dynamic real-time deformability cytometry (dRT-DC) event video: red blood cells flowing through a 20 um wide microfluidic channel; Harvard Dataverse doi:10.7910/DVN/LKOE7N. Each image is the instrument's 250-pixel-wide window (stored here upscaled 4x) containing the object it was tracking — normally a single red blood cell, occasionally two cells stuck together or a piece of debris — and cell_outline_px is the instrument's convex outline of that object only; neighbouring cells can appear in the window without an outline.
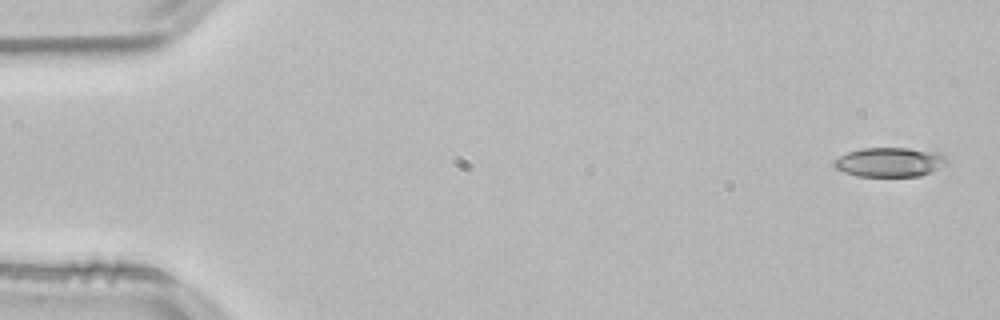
{"species": "common noctule bat (a hibernating species)", "species_latin": "Nyctalus noctula", "temperature_condition": "room temperature", "stored_images_in_passage": 15, "camera_frame_rate_fps": 3000, "um_per_image_px": 0.085, "animal": {"sex": "male", "body_mass_g": 21.5, "forearm_length_mm": 52.0}, "frame": {"image": 1, "passage_image": 1, "time_ms": 0.0, "image_size_px": [1000, 320], "cell_outline_px": [[948, 164], [932, 172], [920, 176], [856, 176], [844, 172], [836, 168], [832, 164], [840, 156], [848, 152], [864, 148], [908, 148], [936, 152], [944, 156], [948, 160]], "centroid_in_image_um": [75.65, 13.79], "position_along_channel_um": 9.3, "area_um2": 19.25}}
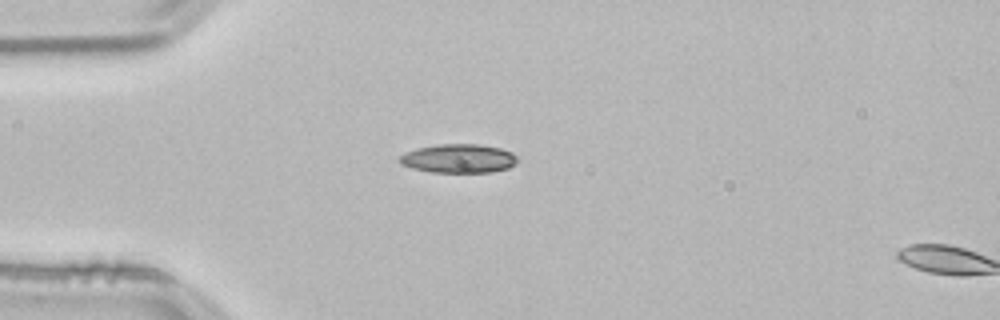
{"frame": {"image": 2, "passage_image": 13, "time_ms": 4.0, "image_size_px": [1000, 320], "cell_outline_px": [[516, 160], [508, 168], [492, 172], [432, 172], [412, 168], [400, 164], [396, 160], [404, 152], [416, 148], [436, 144], [480, 144], [500, 148], [512, 152], [516, 156]], "centroid_in_image_um": [38.91, 13.46], "position_along_channel_um": 46.1, "area_um2": 19.88}}